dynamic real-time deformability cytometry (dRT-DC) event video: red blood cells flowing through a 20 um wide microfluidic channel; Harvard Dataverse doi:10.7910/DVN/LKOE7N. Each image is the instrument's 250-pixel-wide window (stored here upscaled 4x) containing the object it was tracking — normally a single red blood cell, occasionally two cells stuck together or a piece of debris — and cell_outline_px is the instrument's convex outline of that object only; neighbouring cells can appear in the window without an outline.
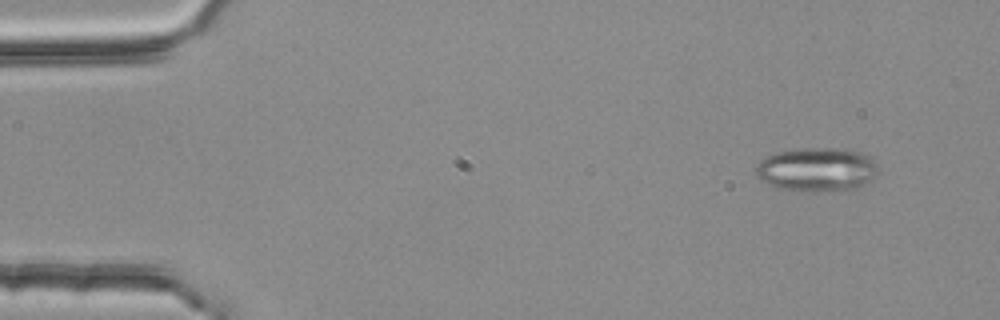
{"species": "common noctule bat (a hibernating species)", "species_latin": "Nyctalus noctula", "temperature_condition": "room temperature", "stored_images_in_passage": 4, "segment_of_instrument_passage": [2, 2], "camera_frame_rate_fps": 3000, "um_per_image_px": 0.085, "animal": {"sex": "female", "body_mass_g": 25.1}, "frame": {"image": 1, "passage_image": 4, "time_ms": 1.0, "image_size_px": [1000, 320], "cell_outline_px": [[880, 168], [876, 176], [864, 184], [848, 192], [812, 192], [776, 188], [760, 180], [756, 176], [756, 164], [760, 160], [776, 152], [800, 148], [848, 148], [864, 152], [872, 156]], "centroid_in_image_um": [69.5, 14.42], "position_along_channel_um": 15.5, "area_um2": 32.43}}